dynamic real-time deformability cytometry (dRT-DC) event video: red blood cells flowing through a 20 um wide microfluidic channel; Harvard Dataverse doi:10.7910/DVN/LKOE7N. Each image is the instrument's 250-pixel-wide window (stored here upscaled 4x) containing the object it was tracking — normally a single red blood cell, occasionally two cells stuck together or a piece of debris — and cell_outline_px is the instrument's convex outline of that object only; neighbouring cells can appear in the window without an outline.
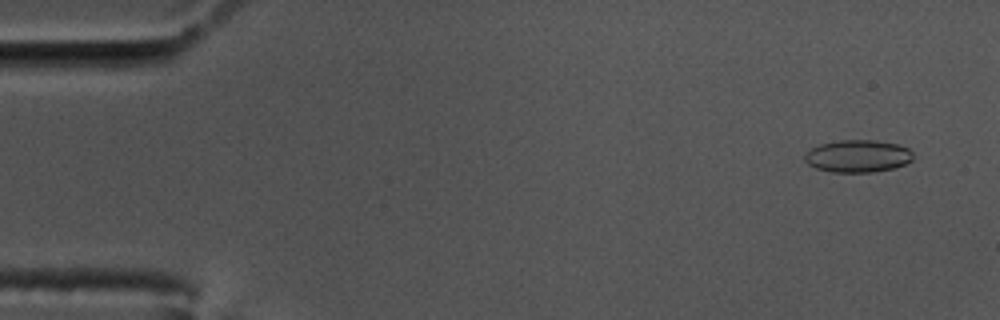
{"species": "common noctule bat (a hibernating species)", "species_latin": "Nyctalus noctula", "temperature_condition": "cold", "stored_images_in_passage": 58, "camera_frame_rate_fps": 3000, "um_per_image_px": 0.085, "animal": {"sex": "male", "body_mass_g": 17.5, "forearm_length_mm": 52.3}, "frame": {"image": 1, "passage_image": 4, "time_ms": 1.0, "image_size_px": [1000, 320], "cell_outline_px": [[912, 160], [904, 164], [892, 168], [872, 172], [832, 172], [816, 168], [808, 164], [804, 160], [804, 156], [812, 148], [820, 144], [840, 140], [876, 140], [900, 144], [908, 148], [912, 152]], "centroid_in_image_um": [72.92, 13.26], "position_along_channel_um": 12.1, "area_um2": 20.4}}
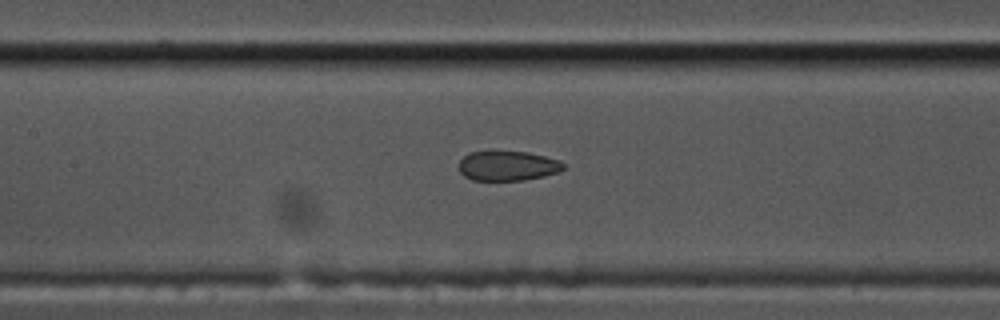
{"frame": {"image": 2, "passage_image": 27, "time_ms": 8.667, "image_size_px": [1000, 320], "cell_outline_px": [[564, 168], [556, 172], [544, 176], [524, 180], [472, 180], [464, 176], [460, 172], [460, 160], [468, 152], [528, 152], [560, 160], [564, 164]], "centroid_in_image_um": [43.15, 14.1], "position_along_channel_um": 164.3, "area_um2": 17.92}}
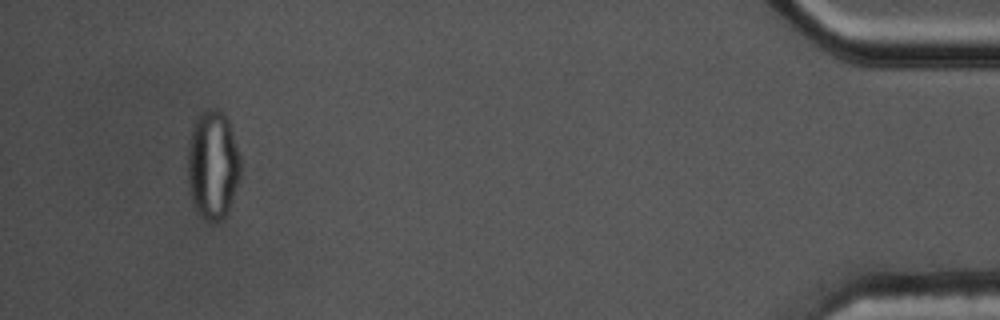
{"frame": {"image": 3, "passage_image": 55, "time_ms": 18.0, "image_size_px": [1000, 320], "cell_outline_px": [[240, 176], [228, 212], [220, 220], [212, 224], [204, 220], [200, 216], [192, 200], [188, 188], [188, 140], [192, 128], [200, 112], [204, 108], [216, 108], [224, 112], [228, 120], [240, 156]], "centroid_in_image_um": [18.07, 14.01], "position_along_channel_um": 417.1, "area_um2": 33.87}, "authors_computed_cell_mechanics": {"area_um2": 20.23, "velocity_mm_per_s": 3.4747, "shape_relaxation_time_tau1_ms": null, "shape_relaxation_time_tau2_ms": 1.8612, "deformation_change_tau1": null, "deformation_change_tau2": 0.0637}}